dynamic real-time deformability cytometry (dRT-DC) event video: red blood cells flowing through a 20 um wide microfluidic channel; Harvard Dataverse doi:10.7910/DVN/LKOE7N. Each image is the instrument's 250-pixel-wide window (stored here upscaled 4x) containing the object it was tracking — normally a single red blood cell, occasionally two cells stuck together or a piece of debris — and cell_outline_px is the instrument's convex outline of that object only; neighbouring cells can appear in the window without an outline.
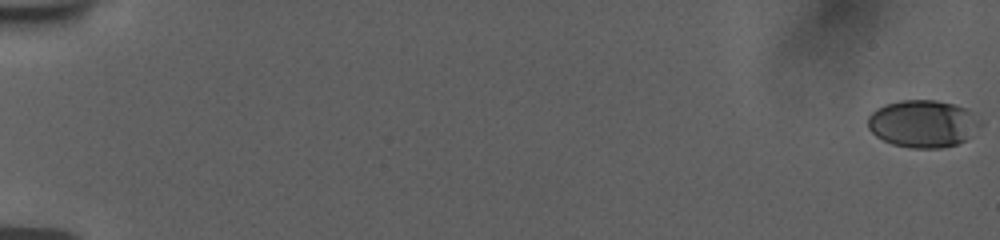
{"species": "human", "species_latin": "Homo sapiens", "temperature_condition": "room temperature", "stored_images_in_passage": 57, "camera_frame_rate_fps": 3000, "um_per_image_px": 0.085, "donor": {"sex": "female"}, "frame": {"image": 1, "passage_image": 1, "time_ms": 0.0, "image_size_px": [1000, 240], "cell_outline_px": [[984, 124], [964, 140], [956, 144], [940, 148], [912, 148], [892, 144], [876, 136], [868, 128], [868, 116], [872, 112], [884, 104], [900, 100], [936, 100], [956, 104], [968, 108]], "centroid_in_image_um": [78.47, 10.5], "position_along_channel_um": 6.5, "area_um2": 31.21}}
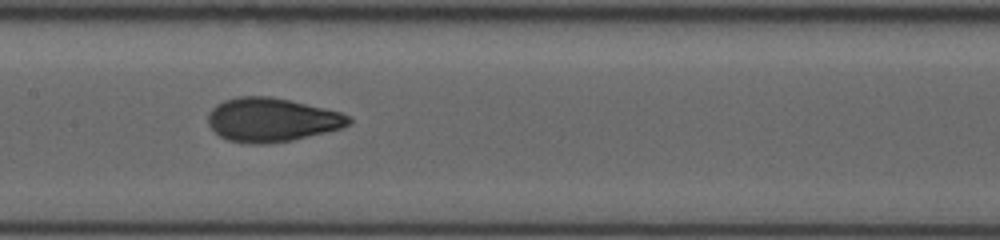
{"frame": {"image": 2, "passage_image": 31, "time_ms": 10.0, "image_size_px": [1000, 240], "cell_outline_px": [[352, 124], [340, 128], [292, 140], [268, 144], [252, 144], [228, 140], [220, 136], [208, 124], [208, 116], [212, 108], [216, 104], [224, 100], [236, 96], [272, 96], [324, 108], [340, 112], [348, 116], [352, 120]], "centroid_in_image_um": [23.08, 10.18], "position_along_channel_um": 184.3, "area_um2": 35.84}}
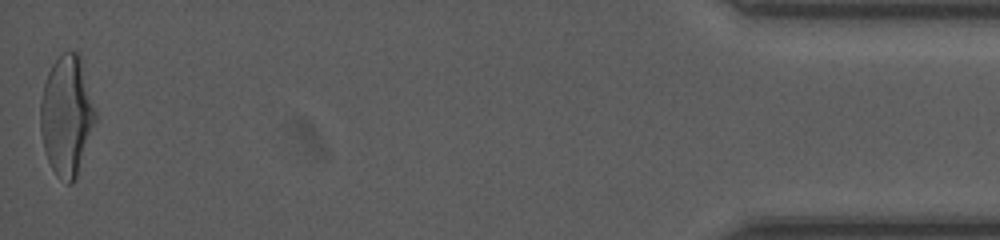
{"frame": {"image": 3, "passage_image": 57, "time_ms": 18.667, "image_size_px": [1000, 240], "cell_outline_px": [[100, 120], [76, 176], [72, 184], [68, 184], [56, 176], [48, 160], [44, 148], [40, 132], [40, 100], [44, 84], [48, 72], [52, 64], [64, 52], [76, 52], [80, 56]], "centroid_in_image_um": [5.72, 9.86], "position_along_channel_um": 429.5, "area_um2": 39.3}, "authors_computed_cell_mechanics": {"area_um2": 34.7378, "velocity_mm_per_s": 3.7672, "shape_relaxation_time_tau1_ms": 3.9702, "shape_relaxation_time_tau2_ms": 0.9696, "deformation_change_tau1": 0.1855, "deformation_change_tau2": 0.0618}}